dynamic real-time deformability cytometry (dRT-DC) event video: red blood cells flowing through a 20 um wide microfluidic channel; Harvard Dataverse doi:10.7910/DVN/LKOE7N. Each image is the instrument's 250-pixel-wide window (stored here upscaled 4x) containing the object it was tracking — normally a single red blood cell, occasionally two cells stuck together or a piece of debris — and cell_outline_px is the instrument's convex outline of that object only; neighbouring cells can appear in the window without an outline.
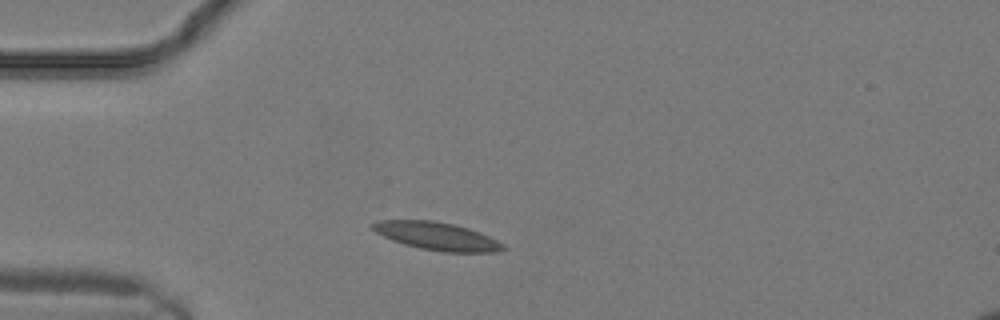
{"species": "common noctule bat (a hibernating species)", "species_latin": "Nyctalus noctula", "temperature_condition": "warm", "stored_images_in_passage": 12, "camera_frame_rate_fps": 3000, "um_per_image_px": 0.085, "animal": {"sex": "male", "body_mass_g": 19.2, "forearm_length_mm": 51.8}, "frame": {"image": 1, "passage_image": 3, "time_ms": 0.667, "image_size_px": [1000, 320], "cell_outline_px": [[508, 248], [500, 252], [444, 252], [420, 248], [404, 244], [392, 240], [376, 232], [368, 224], [376, 220], [432, 220], [452, 224], [468, 228], [480, 232], [504, 244]], "centroid_in_image_um": [37.14, 20.07], "position_along_channel_um": 47.9, "area_um2": 21.27}}
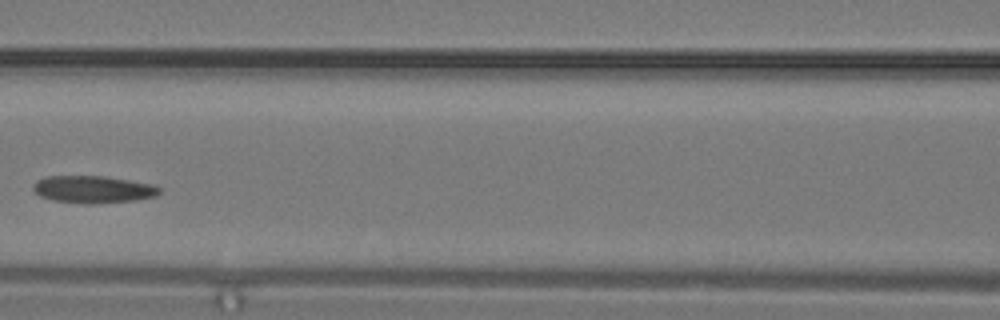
{"frame": {"image": 2, "passage_image": 8, "time_ms": 2.333, "image_size_px": [1000, 320], "cell_outline_px": [[160, 192], [156, 196], [136, 200], [92, 204], [88, 204], [52, 200], [40, 196], [32, 188], [32, 184], [36, 180], [48, 176], [104, 176], [156, 184], [160, 188]], "centroid_in_image_um": [7.93, 16.09], "position_along_channel_um": 158.7, "area_um2": 20.23}}
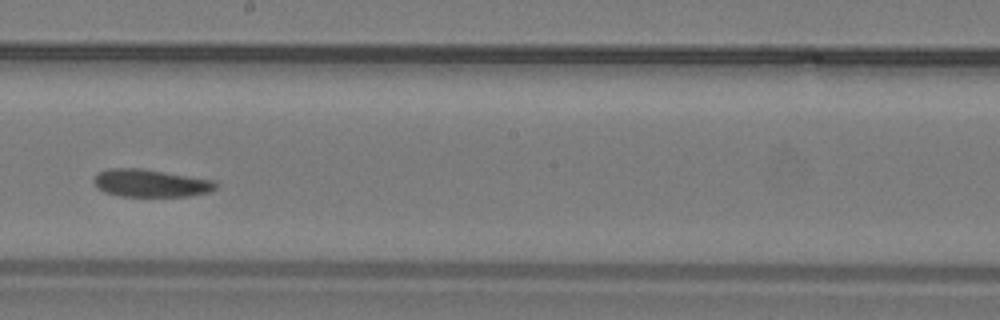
{"frame": {"image": 3, "passage_image": 11, "time_ms": 3.333, "image_size_px": [1000, 320], "cell_outline_px": [[220, 184], [212, 192], [188, 196], [120, 196], [104, 192], [92, 180], [96, 172], [108, 168], [144, 168], [216, 180]], "centroid_in_image_um": [12.85, 15.55], "position_along_channel_um": 235.3, "area_um2": 20.06}}